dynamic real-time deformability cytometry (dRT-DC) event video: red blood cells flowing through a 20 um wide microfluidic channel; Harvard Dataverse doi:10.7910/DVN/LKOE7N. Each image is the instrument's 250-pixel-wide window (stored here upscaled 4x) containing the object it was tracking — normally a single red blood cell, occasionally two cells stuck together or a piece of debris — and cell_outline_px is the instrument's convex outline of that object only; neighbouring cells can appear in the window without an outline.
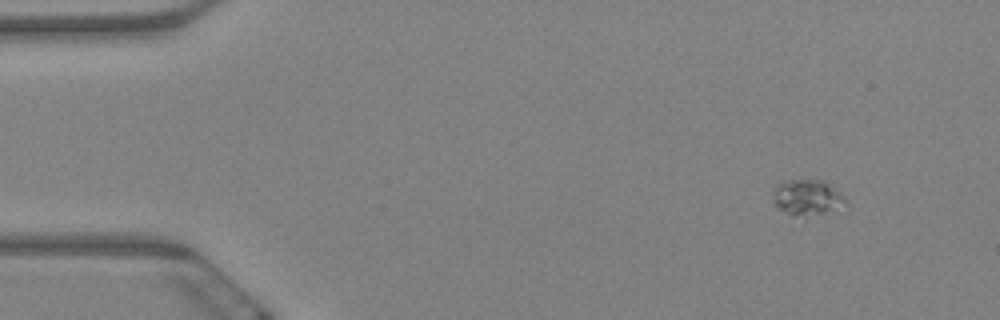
{"species": "Egyptian fruit bat (a non-hibernating species)", "species_latin": "Rousettus aegyptiacus", "temperature_condition": "warm", "stored_images_in_passage": 7, "camera_frame_rate_fps": 3000, "um_per_image_px": 0.085, "animal": {"sex": "female"}, "frame": {"image": 1, "passage_image": 2, "time_ms": 0.333, "image_size_px": [1000, 320], "cell_outline_px": [[848, 204], [804, 220], [792, 216], [776, 208], [772, 196], [772, 188], [780, 180], [820, 180], [828, 184], [844, 196], [848, 200]], "centroid_in_image_um": [68.54, 16.83], "position_along_channel_um": 16.5, "area_um2": 15.78}}
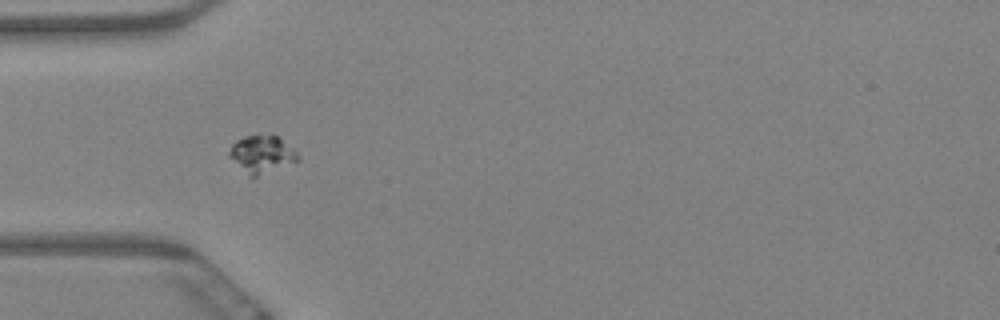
{"frame": {"image": 2, "passage_image": 6, "time_ms": 1.667, "image_size_px": [1000, 320], "cell_outline_px": [[300, 160], [252, 180], [228, 156], [228, 152], [232, 144], [236, 140], [244, 136], [272, 132], [280, 136], [300, 156]], "centroid_in_image_um": [22.26, 13.1], "position_along_channel_um": 62.7, "area_um2": 15.78}}
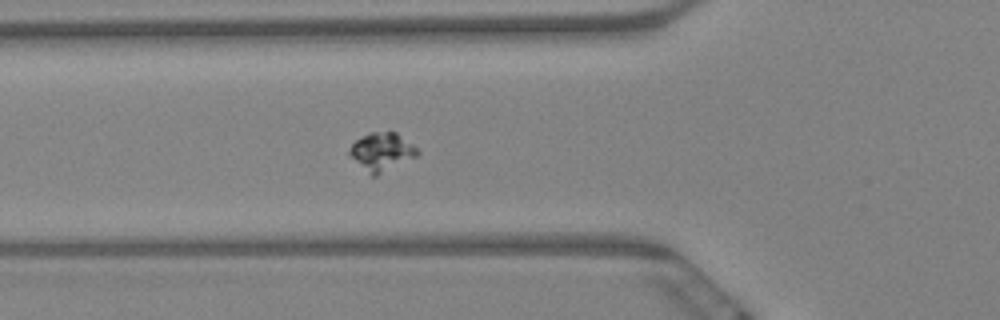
{"frame": {"image": 3, "passage_image": 7, "time_ms": 2.0, "image_size_px": [1000, 320], "cell_outline_px": [[420, 152], [416, 156], [376, 176], [372, 176], [348, 156], [348, 152], [352, 144], [356, 140], [368, 132], [396, 132], [412, 144]], "centroid_in_image_um": [32.41, 12.89], "position_along_channel_um": 93.4, "area_um2": 14.91}}